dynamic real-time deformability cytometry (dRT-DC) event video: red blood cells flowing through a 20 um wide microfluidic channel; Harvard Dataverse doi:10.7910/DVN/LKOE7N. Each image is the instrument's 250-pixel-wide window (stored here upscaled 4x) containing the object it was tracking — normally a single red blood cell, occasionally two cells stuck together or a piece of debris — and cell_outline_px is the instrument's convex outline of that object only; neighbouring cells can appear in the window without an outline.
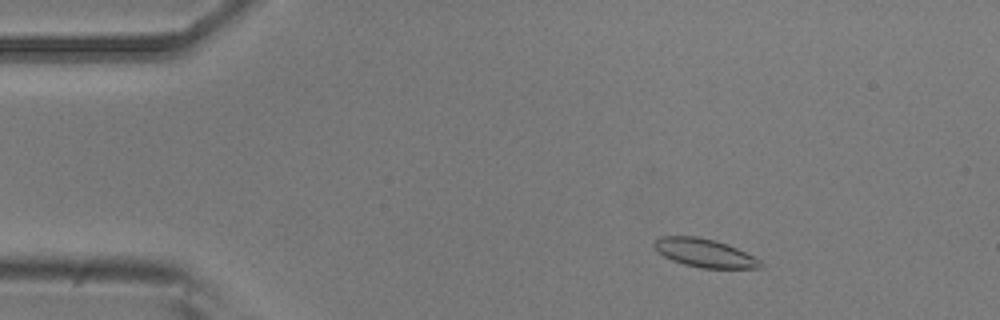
{"species": "common noctule bat (a hibernating species)", "species_latin": "Nyctalus noctula", "temperature_condition": "room temperature", "stored_images_in_passage": 50, "camera_frame_rate_fps": 3000, "um_per_image_px": 0.085, "animal": {"sex": "male", "body_mass_g": 20.5, "forearm_length_mm": 52.5}, "frame": {"image": 1, "passage_image": 6, "time_ms": 1.667, "image_size_px": [1000, 320], "cell_outline_px": [[764, 268], [700, 268], [684, 264], [672, 260], [656, 252], [652, 244], [660, 236], [696, 236], [716, 240], [736, 248], [760, 260], [764, 264]], "centroid_in_image_um": [59.86, 21.5], "position_along_channel_um": 25.1, "area_um2": 17.63}}
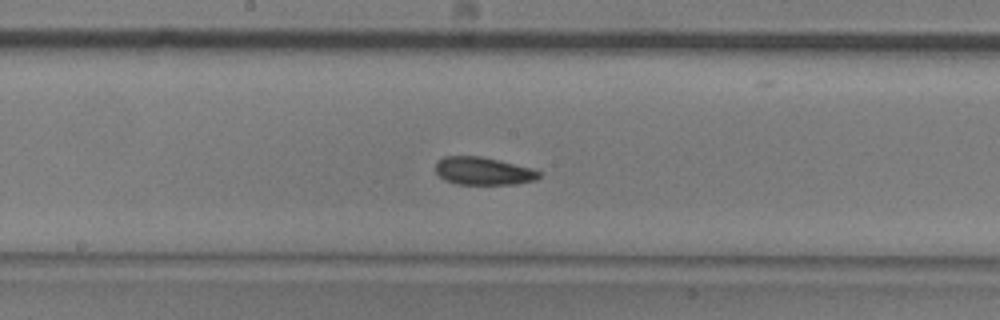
{"frame": {"image": 2, "passage_image": 25, "time_ms": 8.0, "image_size_px": [1000, 320], "cell_outline_px": [[540, 176], [536, 180], [516, 184], [456, 184], [444, 180], [436, 172], [436, 160], [444, 156], [480, 156], [532, 168], [540, 172]], "centroid_in_image_um": [41.05, 14.54], "position_along_channel_um": 207.1, "area_um2": 16.76}}
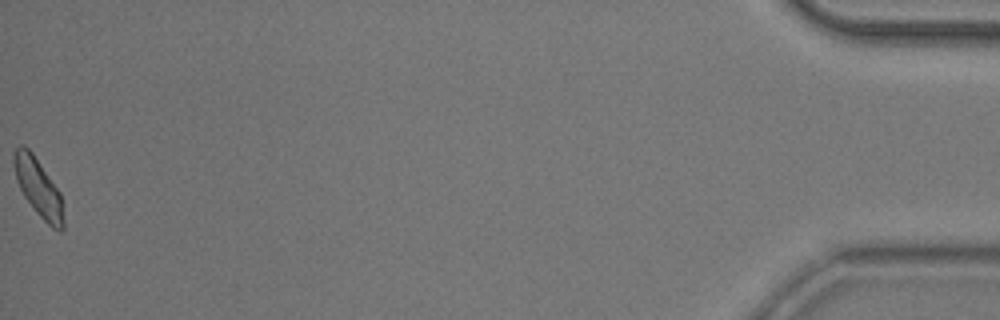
{"frame": {"image": 3, "passage_image": 50, "time_ms": 16.333, "image_size_px": [1000, 320], "cell_outline_px": [[64, 228], [60, 232], [52, 228], [36, 212], [24, 196], [16, 180], [12, 164], [12, 152], [20, 144], [24, 144], [32, 152], [60, 192], [64, 220]], "centroid_in_image_um": [3.23, 15.92], "position_along_channel_um": 432.0, "area_um2": 16.88}, "authors_computed_cell_mechanics": {"area_um2": 17.1088, "velocity_mm_per_s": 3.917, "shape_relaxation_time_tau1_ms": 4.3378, "shape_relaxation_time_tau2_ms": 11.2717, "deformation_change_tau1": 0.0999, "deformation_change_tau2": 0.2049}}